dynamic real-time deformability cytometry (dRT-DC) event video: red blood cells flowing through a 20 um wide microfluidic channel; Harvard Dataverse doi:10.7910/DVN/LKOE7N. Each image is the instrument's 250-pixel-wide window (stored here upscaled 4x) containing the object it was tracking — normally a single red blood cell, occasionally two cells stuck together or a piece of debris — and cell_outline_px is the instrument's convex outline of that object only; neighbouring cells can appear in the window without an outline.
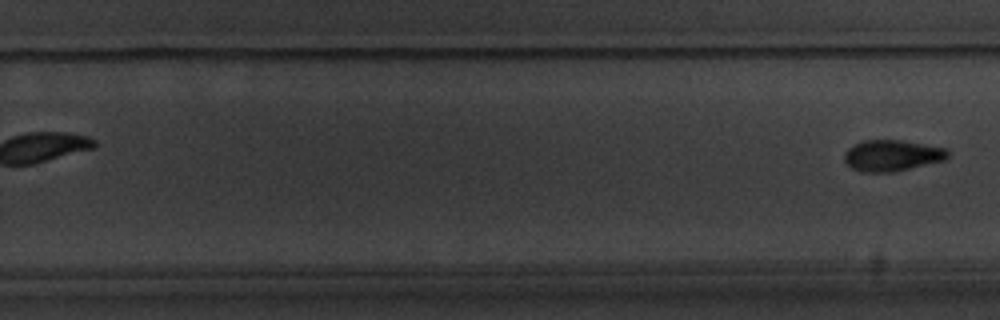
{"species": "common noctule bat (a hibernating species)", "species_latin": "Nyctalus noctula", "temperature_condition": "warm", "stored_images_in_passage": 13, "camera_frame_rate_fps": 3000, "um_per_image_px": 0.085, "animal": {"sex": "male", "body_mass_g": 20.1, "forearm_length_mm": 53.5}, "frame": {"image": 1, "passage_image": 13, "time_ms": 15.0, "image_size_px": [1000, 320], "cell_outline_px": [[948, 156], [944, 160], [892, 172], [860, 172], [852, 168], [844, 160], [844, 152], [852, 144], [864, 140], [900, 140], [948, 148]], "centroid_in_image_um": [75.79, 13.21], "position_along_channel_um": 254.0, "area_um2": 18.79}}